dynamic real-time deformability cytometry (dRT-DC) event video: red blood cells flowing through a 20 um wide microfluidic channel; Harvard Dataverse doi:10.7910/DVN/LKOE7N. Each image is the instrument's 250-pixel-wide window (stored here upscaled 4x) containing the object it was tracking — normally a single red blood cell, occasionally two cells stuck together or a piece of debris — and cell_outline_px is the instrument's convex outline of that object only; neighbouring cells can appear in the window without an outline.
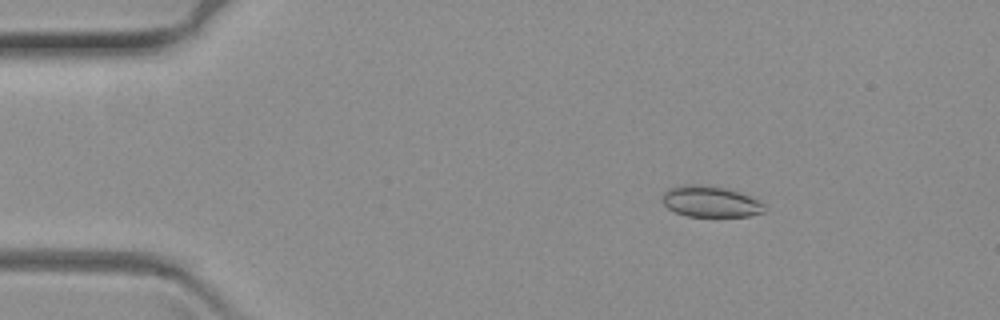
{"species": "common noctule bat (a hibernating species)", "species_latin": "Nyctalus noctula", "temperature_condition": "warm", "stored_images_in_passage": 63, "camera_frame_rate_fps": 3000, "um_per_image_px": 0.085, "animal": {"sex": "female", "body_mass_g": 19.3, "forearm_length_mm": 54.1}, "frame": {"image": 1, "passage_image": 9, "time_ms": 2.667, "image_size_px": [1000, 320], "cell_outline_px": [[764, 212], [748, 216], [688, 216], [676, 212], [668, 208], [660, 200], [664, 192], [668, 188], [680, 184], [700, 184], [728, 188], [740, 192], [764, 204]], "centroid_in_image_um": [60.33, 17.11], "position_along_channel_um": 24.7, "area_um2": 18.55}}
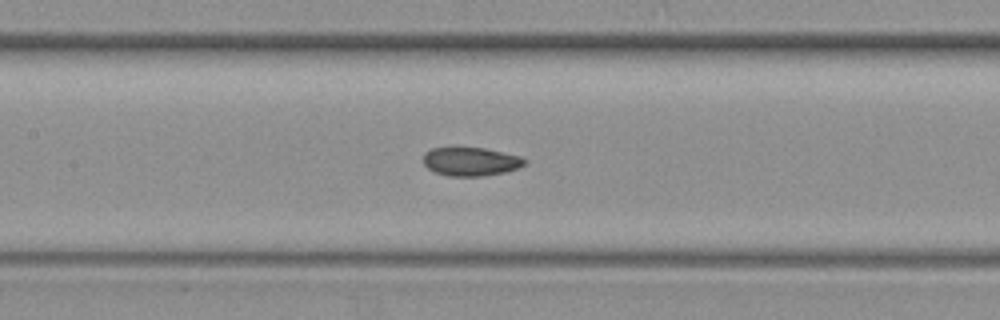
{"frame": {"image": 2, "passage_image": 29, "time_ms": 9.333, "image_size_px": [1000, 320], "cell_outline_px": [[528, 160], [524, 164], [516, 168], [504, 172], [480, 176], [448, 176], [436, 172], [428, 168], [424, 164], [424, 152], [432, 148], [484, 148], [520, 156]], "centroid_in_image_um": [40.0, 13.73], "position_along_channel_um": 167.4, "area_um2": 16.65}}
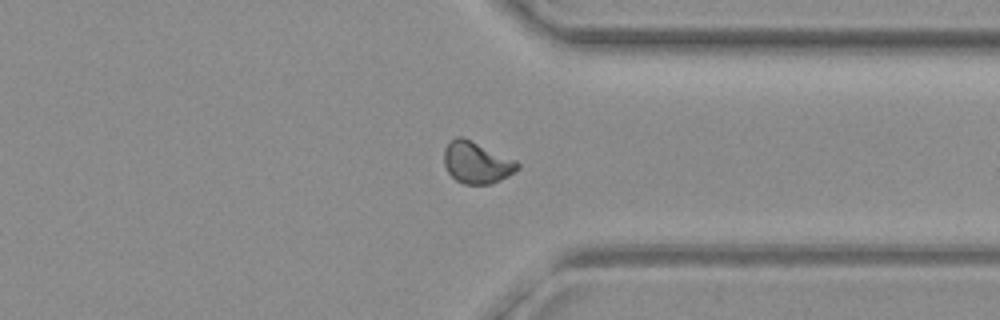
{"frame": {"image": 3, "passage_image": 48, "time_ms": 15.667, "image_size_px": [1000, 320], "cell_outline_px": [[520, 168], [508, 176], [492, 184], [464, 184], [456, 180], [448, 172], [444, 164], [444, 148], [456, 136], [460, 136], [516, 160], [520, 164]], "centroid_in_image_um": [40.52, 13.84], "position_along_channel_um": 370.9, "area_um2": 17.69}}